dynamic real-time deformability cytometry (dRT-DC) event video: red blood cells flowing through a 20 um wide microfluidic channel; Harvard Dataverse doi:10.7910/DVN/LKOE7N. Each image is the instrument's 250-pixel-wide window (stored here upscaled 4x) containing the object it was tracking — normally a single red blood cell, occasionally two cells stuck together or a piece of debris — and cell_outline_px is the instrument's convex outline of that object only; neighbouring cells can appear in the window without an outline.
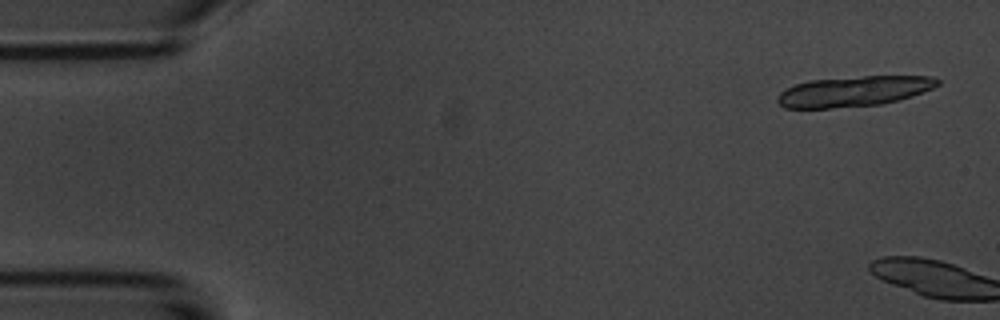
{"species": "common noctule bat (a hibernating species)", "species_latin": "Nyctalus noctula", "temperature_condition": "room temperature", "stored_images_in_passage": 6, "camera_frame_rate_fps": 3000, "um_per_image_px": 0.085, "animal": {"sex": "male", "body_mass_g": 20.1, "forearm_length_mm": 53.5}, "frame": {"image": 1, "passage_image": 1, "time_ms": 0.0, "image_size_px": [1000, 320], "cell_outline_px": [[940, 84], [932, 88], [912, 96], [900, 100], [880, 104], [828, 108], [784, 108], [776, 100], [780, 92], [796, 84], [808, 80], [864, 76], [932, 76], [940, 80]], "centroid_in_image_um": [72.58, 7.75], "position_along_channel_um": 12.4, "area_um2": 28.21}}